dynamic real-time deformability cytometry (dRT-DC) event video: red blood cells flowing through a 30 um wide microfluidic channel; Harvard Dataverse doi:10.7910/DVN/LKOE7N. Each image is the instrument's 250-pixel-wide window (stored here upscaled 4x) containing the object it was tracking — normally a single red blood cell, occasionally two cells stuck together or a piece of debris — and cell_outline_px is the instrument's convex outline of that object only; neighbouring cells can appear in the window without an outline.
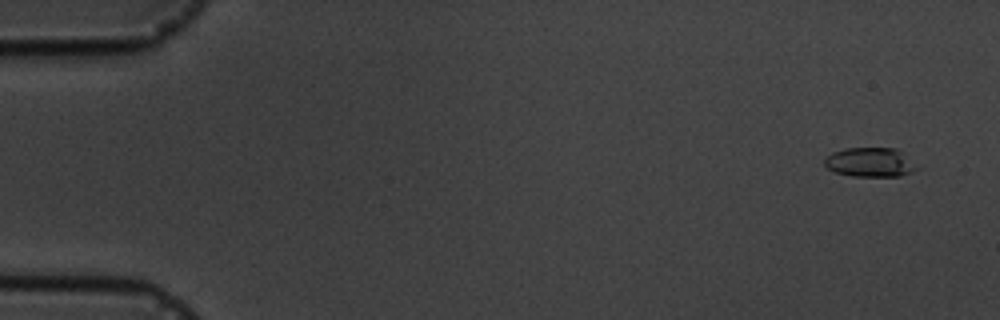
{"species": "common noctule bat (a hibernating species)", "species_latin": "Nyctalus noctula", "temperature_condition": "cold", "stored_images_in_passage": 5, "camera_frame_rate_fps": 3000, "um_per_image_px": 0.085, "animal": {"sex": "male", "body_mass_g": 19.5, "forearm_length_mm": 54.6}, "frame": {"image": 1, "passage_image": 1, "time_ms": 0.0, "image_size_px": [1000, 320], "cell_outline_px": [[916, 168], [912, 172], [900, 176], [852, 176], [836, 172], [828, 168], [824, 164], [824, 160], [832, 152], [844, 148], [896, 148]], "centroid_in_image_um": [73.88, 13.79], "position_along_channel_um": 11.1, "area_um2": 15.32}}
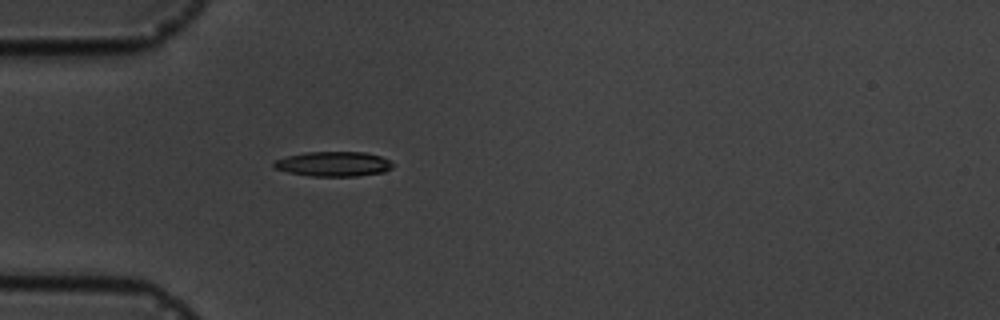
{"frame": {"image": 2, "passage_image": 5, "time_ms": 4.667, "image_size_px": [1000, 320], "cell_outline_px": [[392, 168], [384, 172], [356, 176], [312, 176], [288, 172], [276, 168], [272, 164], [276, 160], [288, 156], [304, 152], [364, 152], [380, 156], [388, 160], [392, 164]], "centroid_in_image_um": [28.35, 13.93], "position_along_channel_um": 56.6, "area_um2": 16.99}}